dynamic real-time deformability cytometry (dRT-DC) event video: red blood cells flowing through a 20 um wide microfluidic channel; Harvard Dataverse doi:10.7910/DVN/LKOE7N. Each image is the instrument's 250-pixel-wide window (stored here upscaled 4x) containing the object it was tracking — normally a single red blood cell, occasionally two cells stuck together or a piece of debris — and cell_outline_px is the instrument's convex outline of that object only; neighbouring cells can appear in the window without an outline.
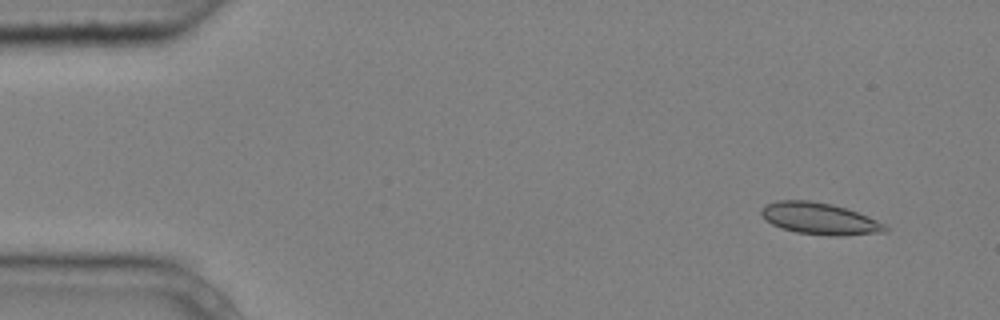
{"species": "common noctule bat (a hibernating species)", "species_latin": "Nyctalus noctula", "temperature_condition": "cold", "stored_images_in_passage": 4, "camera_frame_rate_fps": 3000, "um_per_image_px": 0.085, "animal": {"sex": "male", "body_mass_g": 20.4}, "frame": {"image": 1, "passage_image": 1, "time_ms": 0.0, "image_size_px": [1000, 320], "cell_outline_px": [[888, 232], [836, 236], [832, 236], [796, 232], [780, 228], [772, 224], [760, 212], [760, 208], [764, 204], [776, 200], [808, 200], [832, 204], [868, 216], [884, 224], [888, 228]], "centroid_in_image_um": [69.64, 18.58], "position_along_channel_um": 15.4, "area_um2": 22.83}}
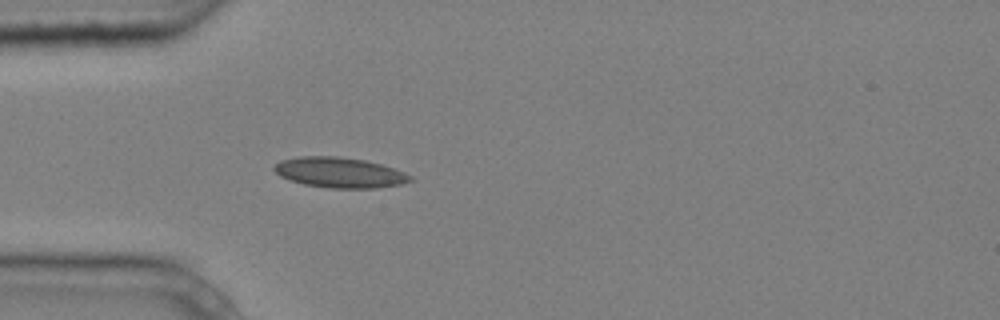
{"frame": {"image": 2, "passage_image": 4, "time_ms": 1.0, "image_size_px": [1000, 320], "cell_outline_px": [[416, 180], [400, 184], [376, 188], [328, 188], [304, 184], [280, 176], [272, 168], [280, 160], [300, 156], [336, 156], [364, 160], [380, 164], [404, 172], [412, 176]], "centroid_in_image_um": [28.88, 14.67], "position_along_channel_um": 56.1, "area_um2": 23.99}}